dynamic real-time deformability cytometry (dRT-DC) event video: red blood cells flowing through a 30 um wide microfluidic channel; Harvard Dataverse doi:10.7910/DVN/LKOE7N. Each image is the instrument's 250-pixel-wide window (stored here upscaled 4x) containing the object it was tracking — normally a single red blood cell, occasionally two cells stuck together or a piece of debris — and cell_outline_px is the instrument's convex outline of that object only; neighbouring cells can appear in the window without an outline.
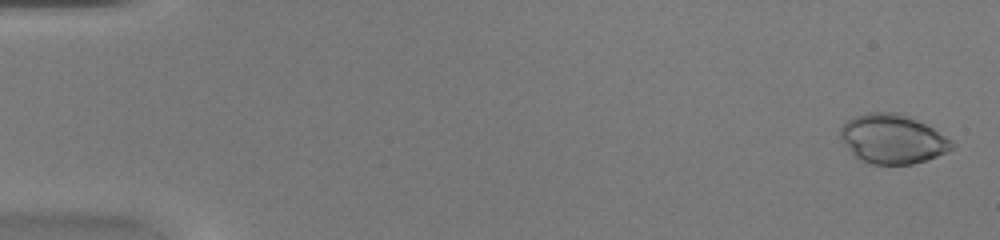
{"species": "common noctule bat (a hibernating species)", "species_latin": "Nyctalus noctula", "temperature_condition": "warm", "stored_images_in_passage": 49, "camera_frame_rate_fps": 3000, "um_per_image_px": 0.085, "animal": {"sex": "female", "body_mass_g": 20.0, "forearm_length_mm": 54.0}, "frame": {"image": 1, "passage_image": 2, "time_ms": 0.333, "image_size_px": [1000, 240], "cell_outline_px": [[956, 148], [948, 152], [912, 164], [872, 164], [860, 160], [840, 140], [840, 128], [852, 116], [868, 112], [892, 112], [908, 116], [932, 128], [952, 140], [956, 144]], "centroid_in_image_um": [75.86, 11.81], "position_along_channel_um": 9.1, "area_um2": 31.91}}